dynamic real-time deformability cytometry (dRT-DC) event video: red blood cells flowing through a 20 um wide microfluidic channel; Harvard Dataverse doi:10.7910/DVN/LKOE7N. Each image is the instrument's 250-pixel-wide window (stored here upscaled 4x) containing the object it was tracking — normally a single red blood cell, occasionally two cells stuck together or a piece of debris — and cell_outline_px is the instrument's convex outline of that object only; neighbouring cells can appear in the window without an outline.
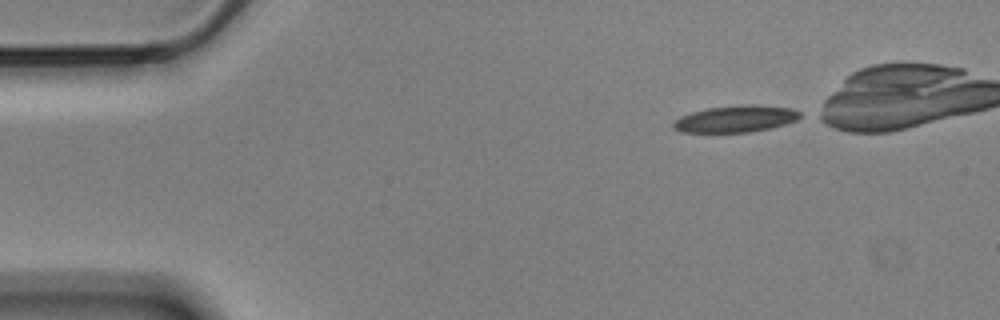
{"species": "Egyptian fruit bat (a non-hibernating species)", "species_latin": "Rousettus aegyptiacus", "temperature_condition": "cold", "stored_images_in_passage": 40, "camera_frame_rate_fps": 3000, "um_per_image_px": 0.085, "animal": {"sex": "male"}, "frame": {"image": 1, "passage_image": 1, "time_ms": 0.0, "image_size_px": [1000, 320], "cell_outline_px": [[804, 116], [796, 120], [772, 128], [748, 132], [680, 132], [672, 128], [672, 124], [680, 116], [692, 112], [708, 108], [744, 104], [752, 104], [792, 108], [800, 112]], "centroid_in_image_um": [62.55, 10.1], "position_along_channel_um": 22.4, "area_um2": 19.83}}
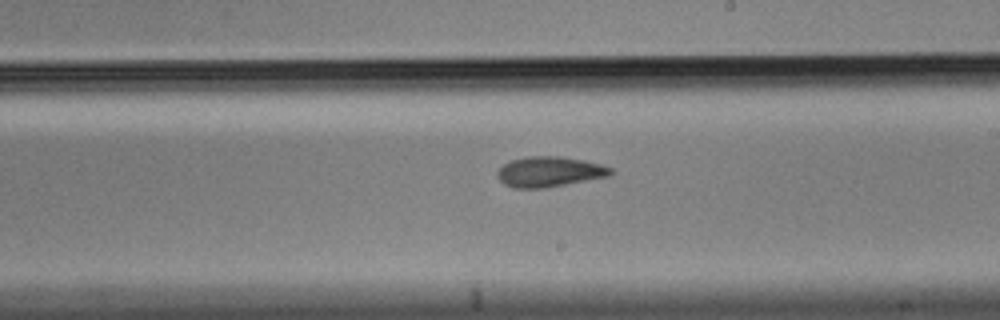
{"frame": {"image": 2, "passage_image": 26, "time_ms": 8.333, "image_size_px": [1000, 320], "cell_outline_px": [[612, 172], [608, 176], [544, 188], [512, 188], [504, 184], [496, 176], [496, 172], [504, 164], [512, 160], [528, 156], [560, 156], [584, 160], [600, 164], [612, 168]], "centroid_in_image_um": [46.66, 14.59], "position_along_channel_um": 242.3, "area_um2": 19.88}}
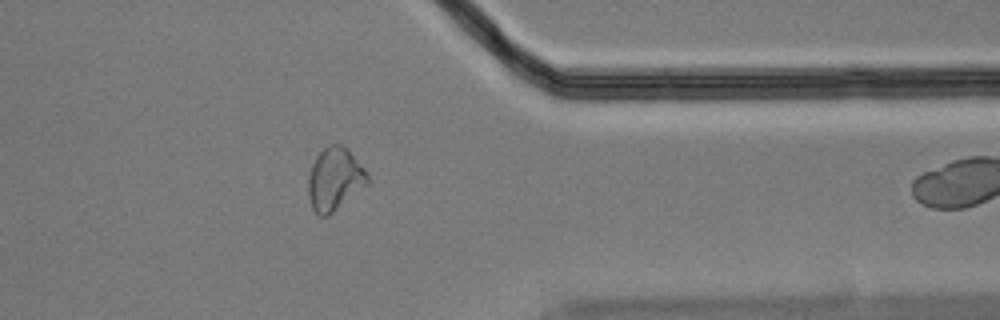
{"frame": {"image": 3, "passage_image": 39, "time_ms": 12.667, "image_size_px": [1000, 320], "cell_outline_px": [[368, 184], [328, 216], [320, 216], [312, 208], [308, 196], [308, 176], [312, 164], [316, 156], [328, 144], [340, 144], [348, 148], [368, 172]], "centroid_in_image_um": [28.45, 15.2], "position_along_channel_um": 382.9, "area_um2": 21.79}}